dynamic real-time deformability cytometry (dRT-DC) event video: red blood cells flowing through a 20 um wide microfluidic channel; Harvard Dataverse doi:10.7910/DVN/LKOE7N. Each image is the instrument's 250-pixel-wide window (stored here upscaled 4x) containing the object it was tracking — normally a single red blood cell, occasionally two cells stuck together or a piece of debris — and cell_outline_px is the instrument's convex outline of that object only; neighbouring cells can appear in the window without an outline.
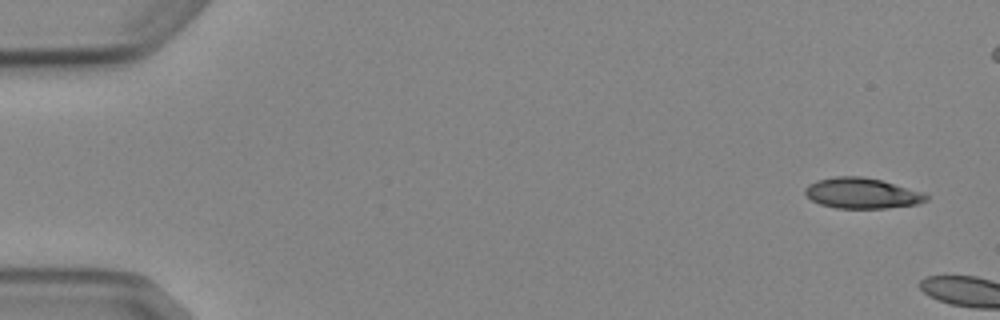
{"species": "Egyptian fruit bat (a non-hibernating species)", "species_latin": "Rousettus aegyptiacus", "temperature_condition": "cold", "stored_images_in_passage": 2, "camera_frame_rate_fps": 3000, "um_per_image_px": 0.085, "animal": {"sex": "female"}, "frame": {"image": 1, "passage_image": 1, "time_ms": 0.0, "image_size_px": [1000, 320], "cell_outline_px": [[928, 200], [916, 204], [884, 208], [836, 208], [820, 204], [812, 200], [804, 192], [804, 188], [808, 184], [816, 180], [836, 176], [860, 176], [880, 180], [924, 192], [928, 196]], "centroid_in_image_um": [73.24, 16.42], "position_along_channel_um": 11.8, "area_um2": 21.5}}